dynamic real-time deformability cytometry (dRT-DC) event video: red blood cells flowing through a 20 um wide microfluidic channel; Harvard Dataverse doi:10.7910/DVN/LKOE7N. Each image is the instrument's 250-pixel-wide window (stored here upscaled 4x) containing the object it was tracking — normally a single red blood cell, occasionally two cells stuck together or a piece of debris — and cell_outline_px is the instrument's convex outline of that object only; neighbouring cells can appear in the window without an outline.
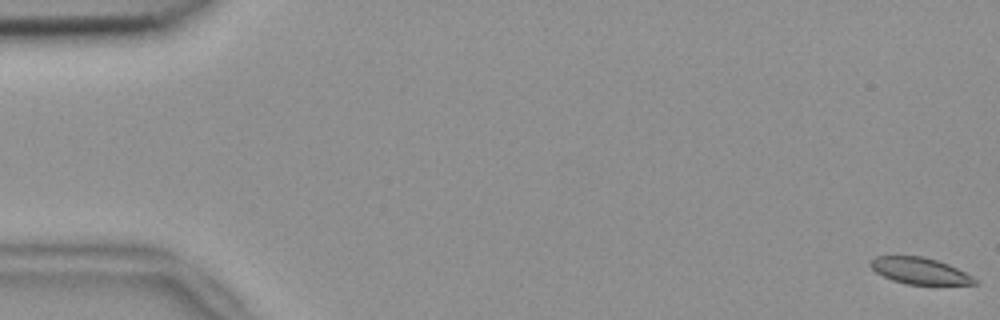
{"species": "common noctule bat (a hibernating species)", "species_latin": "Nyctalus noctula", "temperature_condition": "room temperature", "stored_images_in_passage": 10, "camera_frame_rate_fps": 3000, "um_per_image_px": 0.085, "animal": {"sex": "female", "body_mass_g": 18.4}, "frame": {"image": 1, "passage_image": 1, "time_ms": 0.0, "image_size_px": [1000, 320], "cell_outline_px": [[980, 284], [908, 284], [892, 280], [876, 272], [868, 264], [876, 256], [924, 256], [948, 264], [972, 276]], "centroid_in_image_um": [78.16, 23.01], "position_along_channel_um": 6.8, "area_um2": 15.84}}